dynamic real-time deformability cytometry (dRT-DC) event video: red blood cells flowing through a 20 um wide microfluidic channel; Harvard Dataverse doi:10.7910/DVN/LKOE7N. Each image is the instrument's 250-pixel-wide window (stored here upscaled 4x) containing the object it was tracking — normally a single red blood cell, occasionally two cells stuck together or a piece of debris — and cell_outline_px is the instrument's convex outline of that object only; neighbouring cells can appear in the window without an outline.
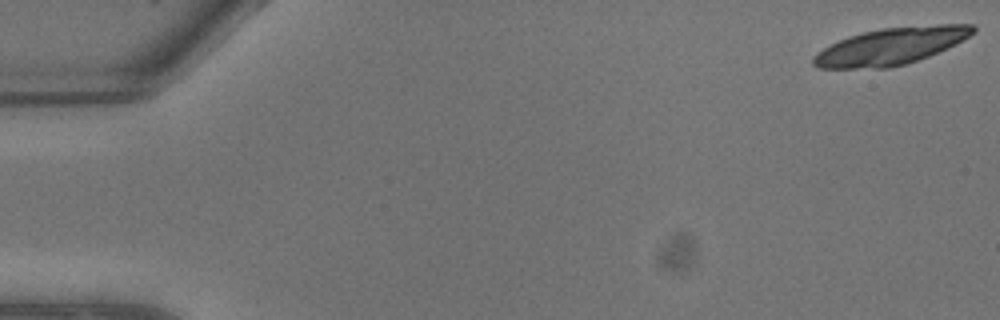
{"species": "common noctule bat (a hibernating species)", "species_latin": "Nyctalus noctula", "temperature_condition": "warm", "stored_images_in_passage": 3, "camera_frame_rate_fps": 3000, "um_per_image_px": 0.085, "animal": {"sex": "male", "body_mass_g": 13.3}, "frame": {"image": 1, "passage_image": 1, "time_ms": 0.0, "image_size_px": [1000, 320], "cell_outline_px": [[976, 32], [928, 56], [904, 64], [888, 68], [816, 68], [812, 64], [812, 56], [816, 52], [848, 36], [880, 28], [936, 24], [972, 24], [976, 28]], "centroid_in_image_um": [75.67, 3.92], "position_along_channel_um": 9.3, "area_um2": 33.93}}